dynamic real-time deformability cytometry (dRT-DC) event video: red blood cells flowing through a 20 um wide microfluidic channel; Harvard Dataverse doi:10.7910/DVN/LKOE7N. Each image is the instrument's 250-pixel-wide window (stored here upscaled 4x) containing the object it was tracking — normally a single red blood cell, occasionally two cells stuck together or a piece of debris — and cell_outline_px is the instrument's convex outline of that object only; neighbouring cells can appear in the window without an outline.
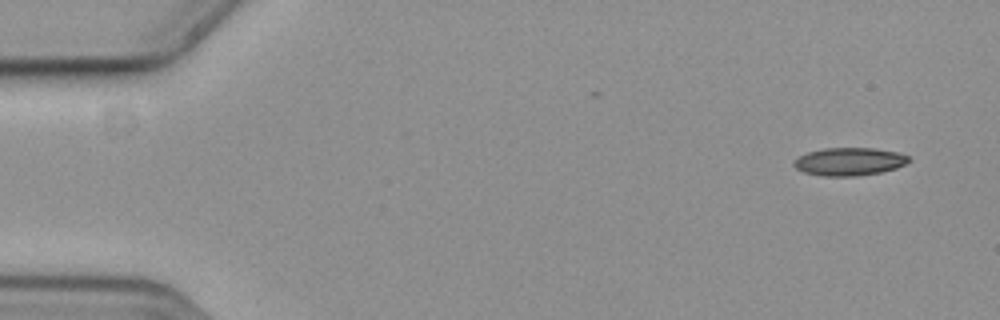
{"species": "common noctule bat (a hibernating species)", "species_latin": "Nyctalus noctula", "temperature_condition": "cold", "stored_images_in_passage": 54, "camera_frame_rate_fps": 3000, "um_per_image_px": 0.085, "animal": {"sex": "female", "body_mass_g": 19.3, "forearm_length_mm": 54.1}, "frame": {"image": 1, "passage_image": 1, "time_ms": 0.0, "image_size_px": [1000, 320], "cell_outline_px": [[912, 160], [908, 164], [896, 168], [880, 172], [856, 176], [820, 176], [804, 172], [796, 168], [792, 164], [792, 160], [808, 152], [824, 148], [872, 148], [896, 152], [908, 156]], "centroid_in_image_um": [72.18, 13.74], "position_along_channel_um": 12.8, "area_um2": 18.79}}
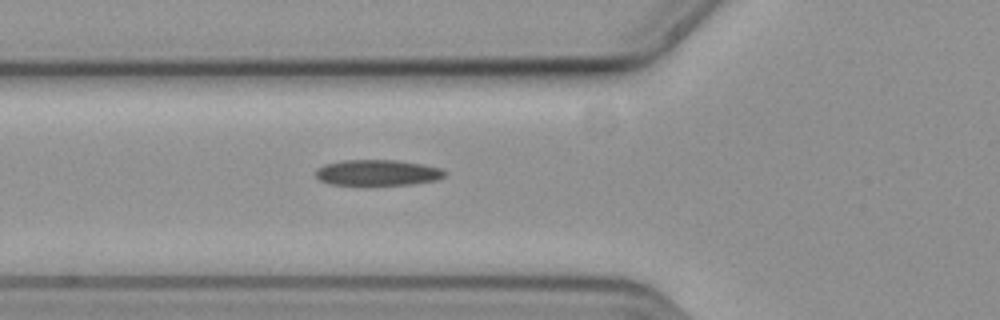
{"frame": {"image": 2, "passage_image": 18, "time_ms": 5.667, "image_size_px": [1000, 320], "cell_outline_px": [[444, 176], [436, 180], [412, 184], [328, 184], [320, 180], [316, 176], [316, 168], [324, 164], [344, 160], [396, 160], [424, 164], [440, 168], [444, 172]], "centroid_in_image_um": [32.06, 14.66], "position_along_channel_um": 93.7, "area_um2": 19.19}}
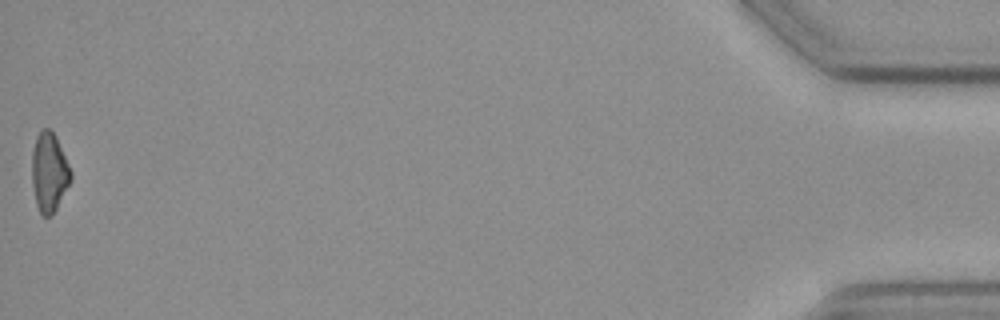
{"frame": {"image": 3, "passage_image": 54, "time_ms": 17.667, "image_size_px": [1000, 320], "cell_outline_px": [[72, 180], [52, 216], [40, 216], [36, 204], [32, 184], [32, 148], [36, 136], [44, 128], [48, 128], [56, 136], [72, 172]], "centroid_in_image_um": [4.18, 14.67], "position_along_channel_um": 431.0, "area_um2": 18.15}}